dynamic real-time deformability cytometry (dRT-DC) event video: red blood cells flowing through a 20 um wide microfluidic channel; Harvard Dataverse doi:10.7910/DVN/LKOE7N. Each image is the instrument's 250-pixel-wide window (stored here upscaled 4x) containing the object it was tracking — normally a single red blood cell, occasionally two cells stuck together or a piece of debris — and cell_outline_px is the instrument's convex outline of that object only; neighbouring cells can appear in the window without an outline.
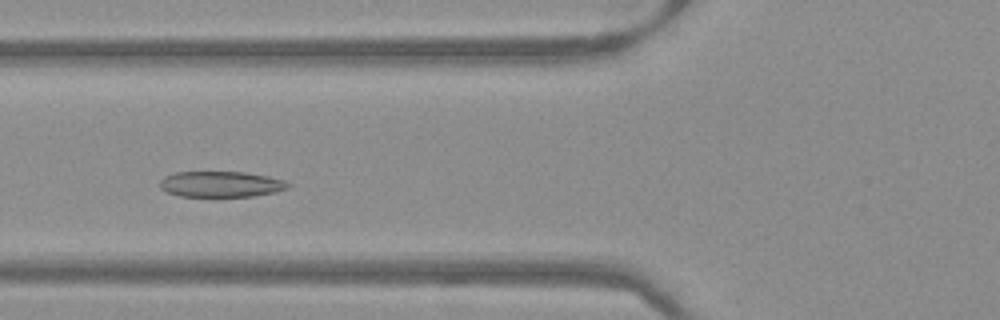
{"species": "Egyptian fruit bat (a non-hibernating species)", "species_latin": "Rousettus aegyptiacus", "temperature_condition": "warm", "stored_images_in_passage": 47, "camera_frame_rate_fps": 3000, "um_per_image_px": 0.085, "frame": {"image": 1, "passage_image": 15, "time_ms": 4.667, "image_size_px": [1000, 320], "cell_outline_px": [[292, 184], [288, 188], [276, 192], [252, 196], [180, 196], [168, 192], [160, 188], [160, 180], [164, 176], [176, 172], [244, 172], [268, 176], [284, 180]], "centroid_in_image_um": [18.8, 15.65], "position_along_channel_um": 107.0, "area_um2": 19.25}}
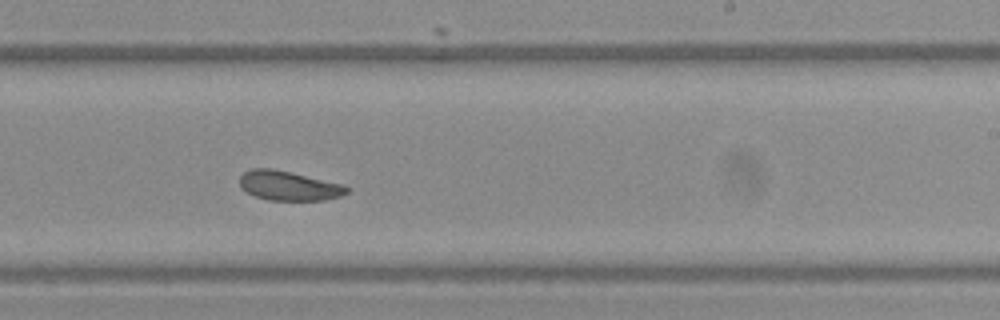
{"frame": {"image": 2, "passage_image": 27, "time_ms": 8.667, "image_size_px": [1000, 320], "cell_outline_px": [[348, 192], [340, 196], [324, 200], [268, 200], [256, 196], [240, 188], [240, 176], [244, 172], [252, 168], [272, 168], [344, 184], [348, 188]], "centroid_in_image_um": [24.54, 15.78], "position_along_channel_um": 264.5, "area_um2": 18.32}}
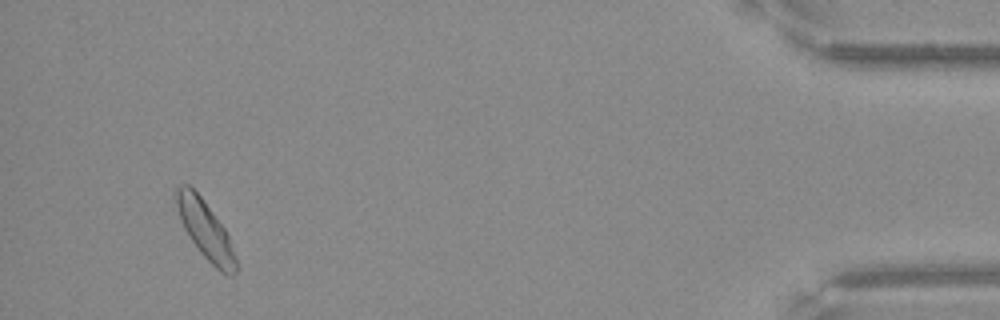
{"frame": {"image": 3, "passage_image": 44, "time_ms": 14.333, "image_size_px": [1000, 320], "cell_outline_px": [[236, 272], [232, 276], [228, 276], [220, 272], [200, 252], [184, 228], [180, 220], [172, 192], [180, 184], [188, 184], [200, 196], [224, 228], [228, 236], [236, 260]], "centroid_in_image_um": [17.41, 19.51], "position_along_channel_um": 417.8, "area_um2": 19.94}}